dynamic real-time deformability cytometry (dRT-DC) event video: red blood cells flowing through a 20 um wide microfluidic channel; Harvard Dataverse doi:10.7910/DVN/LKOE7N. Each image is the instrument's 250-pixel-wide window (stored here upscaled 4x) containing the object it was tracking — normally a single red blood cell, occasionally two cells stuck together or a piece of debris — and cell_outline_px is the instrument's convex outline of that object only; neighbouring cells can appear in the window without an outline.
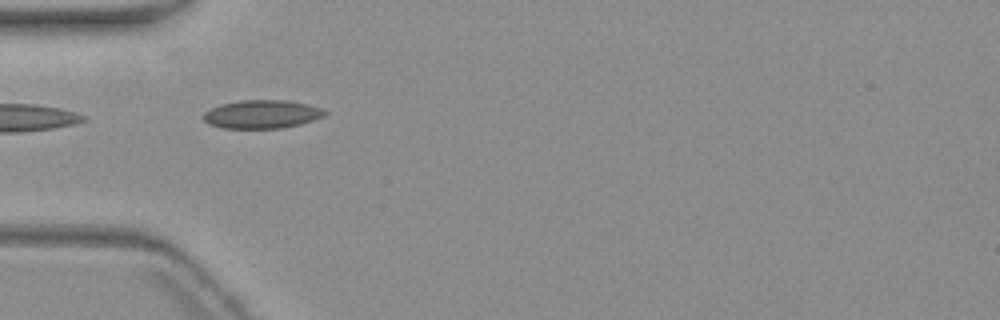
{"species": "common noctule bat (a hibernating species)", "species_latin": "Nyctalus noctula", "temperature_condition": "warm", "stored_images_in_passage": 2, "camera_frame_rate_fps": 3000, "um_per_image_px": 0.085, "animal": {"sex": "female", "body_mass_g": 19.3, "forearm_length_mm": 54.1}, "frame": {"image": 1, "passage_image": 1, "time_ms": 0.0, "image_size_px": [1000, 320], "cell_outline_px": [[328, 112], [324, 116], [300, 124], [280, 128], [220, 128], [208, 124], [200, 116], [204, 112], [220, 104], [240, 100], [288, 100], [308, 104], [324, 108]], "centroid_in_image_um": [22.25, 9.7], "position_along_channel_um": 62.8, "area_um2": 20.29}}
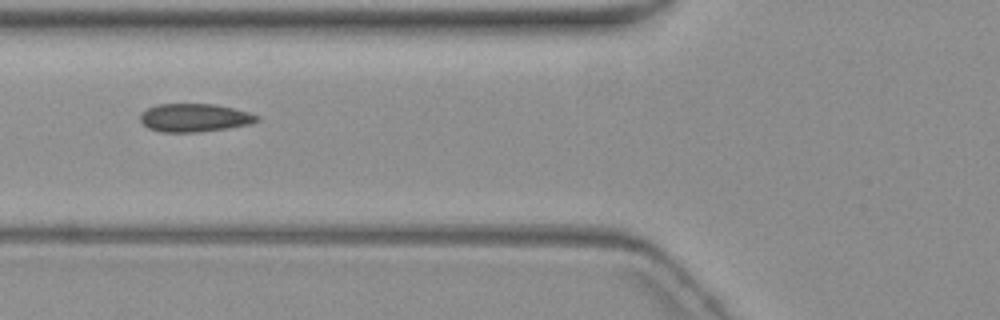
{"frame": {"image": 2, "passage_image": 2, "time_ms": 1.333, "image_size_px": [1000, 320], "cell_outline_px": [[260, 120], [248, 124], [228, 128], [196, 132], [160, 132], [148, 128], [140, 120], [140, 116], [148, 108], [156, 104], [216, 104], [248, 112], [260, 116]], "centroid_in_image_um": [16.53, 10.01], "position_along_channel_um": 109.3, "area_um2": 19.07}}